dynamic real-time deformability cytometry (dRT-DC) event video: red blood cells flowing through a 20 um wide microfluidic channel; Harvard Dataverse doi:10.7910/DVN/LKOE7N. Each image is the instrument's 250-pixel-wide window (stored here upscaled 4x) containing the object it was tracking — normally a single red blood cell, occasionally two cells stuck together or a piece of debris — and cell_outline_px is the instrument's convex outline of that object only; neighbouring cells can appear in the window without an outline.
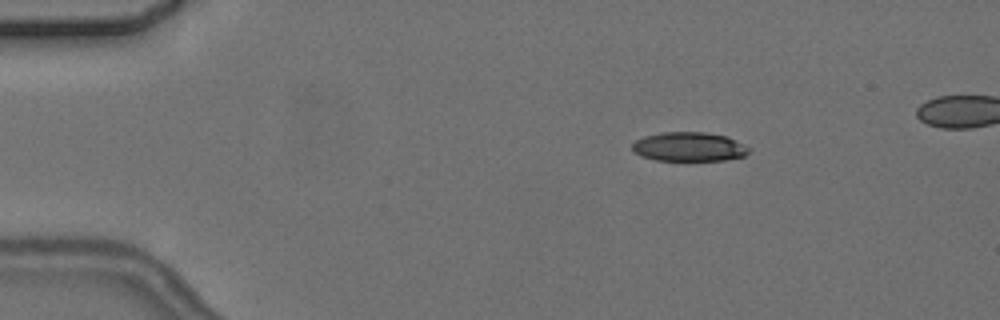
{"species": "common noctule bat (a hibernating species)", "species_latin": "Nyctalus noctula", "temperature_condition": "cold", "stored_images_in_passage": 5, "camera_frame_rate_fps": 3000, "um_per_image_px": 0.085, "animal": {"sex": "female", "body_mass_g": 24.6, "forearm_length_mm": 56.2}, "frame": {"image": 1, "passage_image": 2, "time_ms": 1.0, "image_size_px": [1000, 320], "cell_outline_px": [[752, 148], [744, 156], [724, 160], [656, 160], [640, 156], [632, 148], [632, 144], [636, 140], [644, 136], [664, 132], [704, 132], [728, 136]], "centroid_in_image_um": [58.59, 12.47], "position_along_channel_um": 26.4, "area_um2": 19.83}}